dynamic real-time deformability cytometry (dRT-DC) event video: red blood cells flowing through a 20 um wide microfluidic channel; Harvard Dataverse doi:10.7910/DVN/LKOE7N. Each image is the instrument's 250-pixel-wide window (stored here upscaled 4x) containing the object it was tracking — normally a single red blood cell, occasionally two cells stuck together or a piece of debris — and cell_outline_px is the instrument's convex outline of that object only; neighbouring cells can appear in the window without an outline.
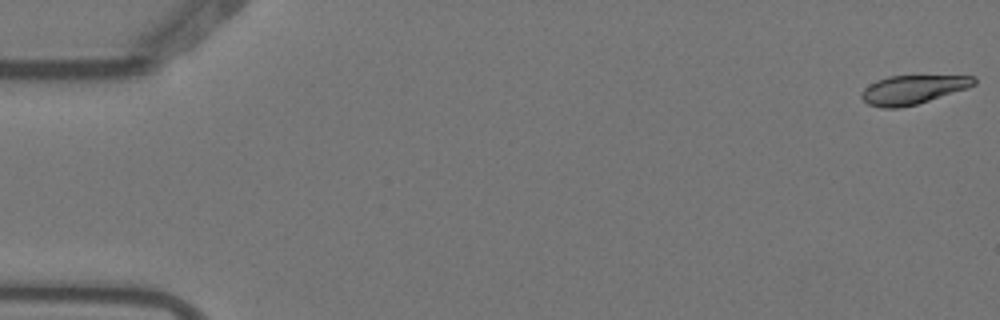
{"species": "Egyptian fruit bat (a non-hibernating species)", "species_latin": "Rousettus aegyptiacus", "temperature_condition": "warm", "stored_images_in_passage": 4, "camera_frame_rate_fps": 3000, "um_per_image_px": 0.085, "animal": {"sex": "female"}, "frame": {"image": 1, "passage_image": 1, "time_ms": 0.0, "image_size_px": [1000, 320], "cell_outline_px": [[976, 84], [968, 88], [916, 104], [900, 108], [880, 108], [868, 104], [860, 96], [860, 92], [868, 84], [876, 80], [888, 76], [976, 76]], "centroid_in_image_um": [77.55, 7.62], "position_along_channel_um": 7.5, "area_um2": 18.96}}